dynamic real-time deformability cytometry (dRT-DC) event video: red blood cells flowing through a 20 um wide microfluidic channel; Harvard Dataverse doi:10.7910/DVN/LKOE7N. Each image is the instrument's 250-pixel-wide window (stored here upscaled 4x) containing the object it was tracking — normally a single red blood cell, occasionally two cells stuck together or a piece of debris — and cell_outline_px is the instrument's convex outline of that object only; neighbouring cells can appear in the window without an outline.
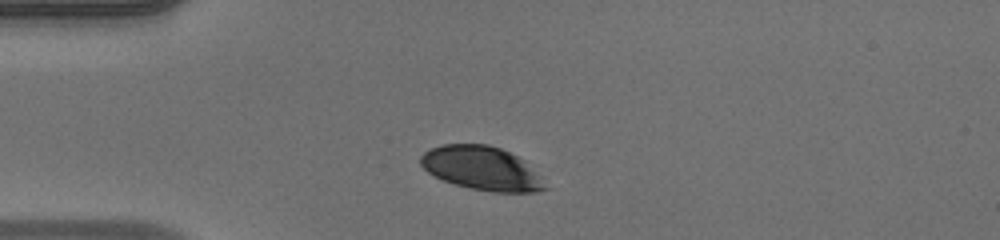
{"species": "human", "species_latin": "Homo sapiens", "temperature_condition": "warm", "stored_images_in_passage": 39, "camera_frame_rate_fps": 3000, "um_per_image_px": 0.085, "donor": {"sex": "male"}, "frame": {"image": 1, "passage_image": 1, "time_ms": 0.0, "image_size_px": [1000, 240], "cell_outline_px": [[548, 188], [536, 192], [492, 192], [472, 188], [456, 184], [444, 180], [428, 172], [420, 164], [420, 156], [424, 152], [432, 148], [444, 144], [488, 144], [500, 148], [524, 160], [540, 176]], "centroid_in_image_um": [40.96, 14.3], "position_along_channel_um": 44.0, "area_um2": 31.44}}
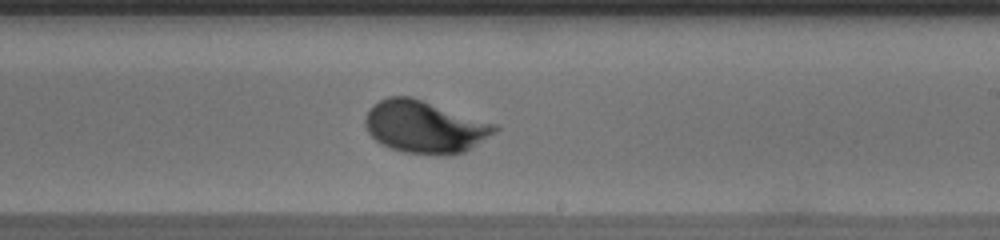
{"frame": {"image": 2, "passage_image": 19, "time_ms": 6.0, "image_size_px": [1000, 240], "cell_outline_px": [[500, 128], [496, 132], [472, 148], [464, 152], [444, 156], [440, 156], [404, 152], [392, 148], [376, 140], [368, 132], [364, 124], [364, 120], [372, 104], [388, 96], [412, 96], [496, 124]], "centroid_in_image_um": [36.12, 10.78], "position_along_channel_um": 252.9, "area_um2": 39.65}}
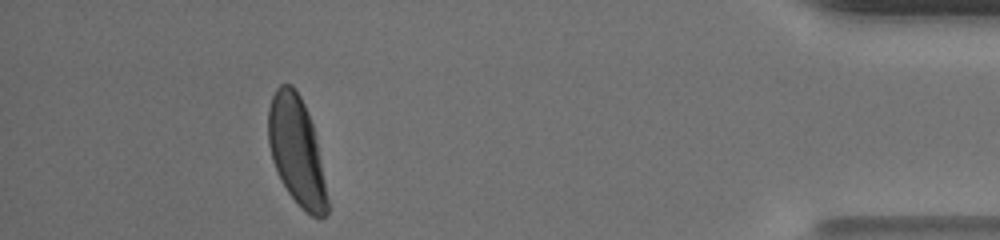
{"frame": {"image": 3, "passage_image": 35, "time_ms": 11.333, "image_size_px": [1000, 240], "cell_outline_px": [[328, 212], [324, 216], [312, 216], [288, 192], [280, 180], [272, 160], [268, 144], [268, 108], [272, 96], [276, 88], [280, 84], [292, 84], [300, 96], [308, 112], [312, 124], [320, 160], [328, 200]], "centroid_in_image_um": [25.18, 12.77], "position_along_channel_um": 410.0, "area_um2": 36.65}, "authors_computed_cell_mechanics": {"area_um2": 37.2232, "velocity_mm_per_s": 3.9523, "shape_relaxation_time_tau1_ms": 1.7777, "shape_relaxation_time_tau2_ms": null, "deformation_change_tau1": 0.1031, "deformation_change_tau2": null}}